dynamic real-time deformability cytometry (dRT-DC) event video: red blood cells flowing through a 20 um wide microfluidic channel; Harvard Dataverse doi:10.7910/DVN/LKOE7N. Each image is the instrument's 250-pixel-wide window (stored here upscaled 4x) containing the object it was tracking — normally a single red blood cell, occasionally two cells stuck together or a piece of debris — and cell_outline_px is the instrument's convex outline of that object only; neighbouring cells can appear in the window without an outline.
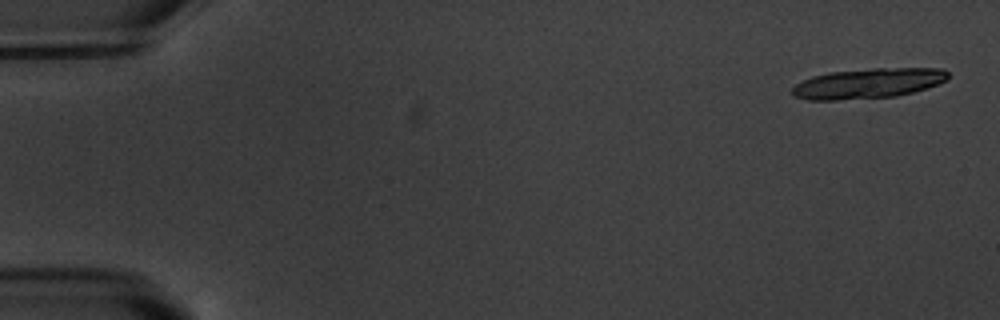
{"species": "common noctule bat (a hibernating species)", "species_latin": "Nyctalus noctula", "temperature_condition": "warm", "stored_images_in_passage": 8, "segment_of_instrument_passage": [1, 2], "camera_frame_rate_fps": 3000, "um_per_image_px": 0.085, "animal": {"sex": "male", "body_mass_g": 20.1, "forearm_length_mm": 53.5}, "frame": {"image": 1, "passage_image": 1, "time_ms": 0.0, "image_size_px": [1000, 320], "cell_outline_px": [[948, 80], [912, 92], [896, 96], [836, 100], [808, 100], [796, 96], [792, 92], [792, 88], [796, 84], [812, 76], [828, 72], [872, 68], [944, 68], [948, 72]], "centroid_in_image_um": [73.79, 7.07], "position_along_channel_um": 11.2, "area_um2": 27.22}}